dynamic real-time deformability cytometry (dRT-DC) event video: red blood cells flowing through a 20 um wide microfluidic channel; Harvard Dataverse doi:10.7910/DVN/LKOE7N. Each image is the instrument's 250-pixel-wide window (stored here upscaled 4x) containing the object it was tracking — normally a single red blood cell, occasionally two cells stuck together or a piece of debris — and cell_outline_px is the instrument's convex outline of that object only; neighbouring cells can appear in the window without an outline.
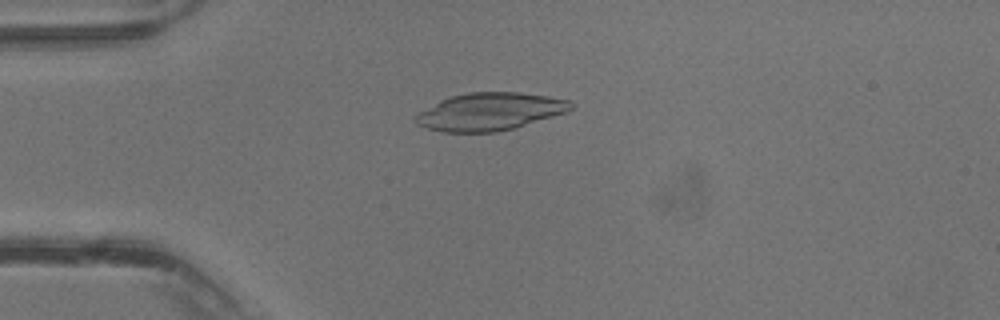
{"species": "common noctule bat (a hibernating species)", "species_latin": "Nyctalus noctula", "temperature_condition": "warm", "stored_images_in_passage": 39, "camera_frame_rate_fps": 3000, "um_per_image_px": 0.085, "animal": {"sex": "male", "body_mass_g": 13.3}, "frame": {"image": 1, "passage_image": 10, "time_ms": 3.0, "image_size_px": [1000, 320], "cell_outline_px": [[576, 108], [568, 112], [516, 128], [496, 132], [444, 132], [428, 128], [416, 124], [412, 120], [420, 112], [440, 100], [452, 96], [468, 92], [520, 92], [548, 96], [572, 100], [576, 104]], "centroid_in_image_um": [41.72, 9.48], "position_along_channel_um": 43.3, "area_um2": 34.39}}
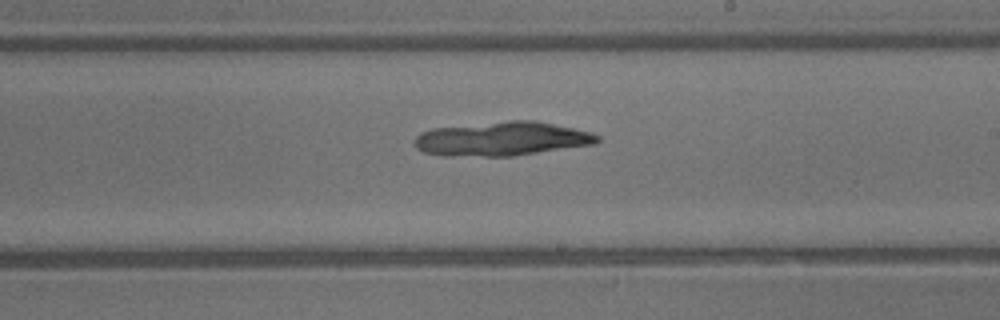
{"frame": {"image": 2, "passage_image": 23, "time_ms": 7.333, "image_size_px": [1000, 320], "cell_outline_px": [[600, 140], [596, 144], [512, 156], [440, 156], [424, 152], [416, 148], [412, 144], [416, 136], [420, 132], [432, 128], [508, 120], [532, 120], [592, 132], [600, 136]], "centroid_in_image_um": [42.62, 11.8], "position_along_channel_um": 246.4, "area_um2": 36.53}}
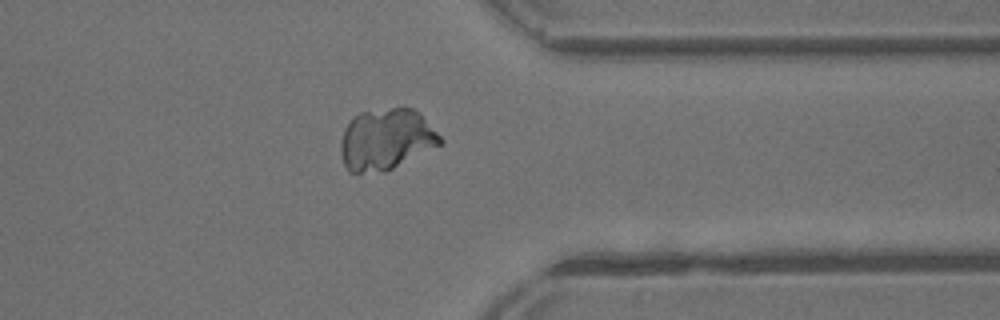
{"frame": {"image": 3, "passage_image": 31, "time_ms": 10.0, "image_size_px": [1000, 320], "cell_outline_px": [[444, 140], [440, 144], [384, 172], [348, 172], [344, 164], [340, 152], [340, 144], [344, 128], [352, 116], [360, 112], [400, 104], [412, 108]], "centroid_in_image_um": [32.75, 11.8], "position_along_channel_um": 378.6, "area_um2": 35.55}}